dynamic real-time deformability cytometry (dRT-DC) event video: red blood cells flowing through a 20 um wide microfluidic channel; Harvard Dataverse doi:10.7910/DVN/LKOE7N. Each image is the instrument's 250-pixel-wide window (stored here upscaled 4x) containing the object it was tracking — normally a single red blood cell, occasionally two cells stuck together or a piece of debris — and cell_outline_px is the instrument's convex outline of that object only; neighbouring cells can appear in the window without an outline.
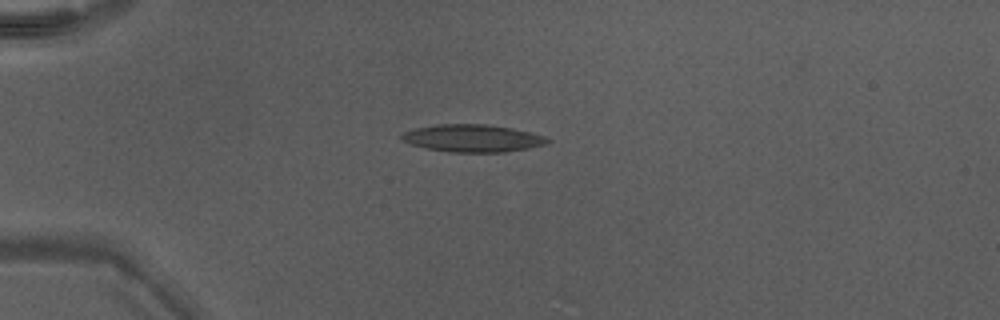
{"species": "Egyptian fruit bat (a non-hibernating species)", "species_latin": "Rousettus aegyptiacus", "temperature_condition": "warm", "stored_images_in_passage": 16, "camera_frame_rate_fps": 3000, "um_per_image_px": 0.085, "animal": {"sex": "male"}, "frame": {"image": 1, "passage_image": 1, "time_ms": 0.0, "image_size_px": [1000, 320], "cell_outline_px": [[552, 140], [548, 144], [528, 148], [504, 152], [448, 152], [428, 148], [412, 144], [400, 140], [400, 136], [404, 132], [416, 128], [436, 124], [488, 124], [512, 128], [544, 136]], "centroid_in_image_um": [40.18, 11.75], "position_along_channel_um": 44.8, "area_um2": 23.29}}
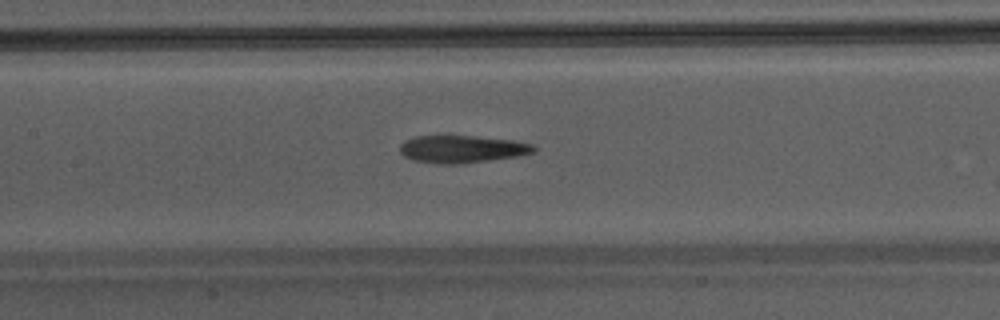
{"frame": {"image": 2, "passage_image": 12, "time_ms": 3.667, "image_size_px": [1000, 320], "cell_outline_px": [[536, 152], [516, 156], [460, 164], [440, 164], [412, 160], [404, 156], [400, 152], [400, 144], [404, 140], [412, 136], [440, 132], [444, 132], [512, 140], [532, 144], [536, 148]], "centroid_in_image_um": [39.17, 12.61], "position_along_channel_um": 168.2, "area_um2": 22.48}}
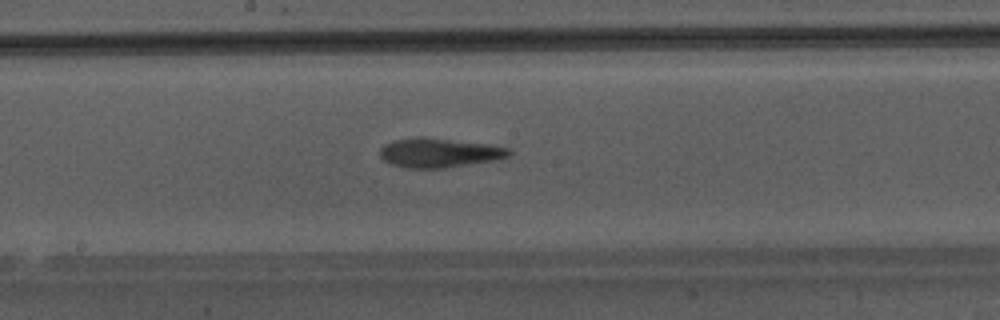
{"frame": {"image": 3, "passage_image": 15, "time_ms": 4.667, "image_size_px": [1000, 320], "cell_outline_px": [[512, 152], [508, 156], [492, 160], [444, 168], [408, 168], [392, 164], [384, 160], [380, 156], [380, 148], [384, 144], [392, 140], [416, 136], [424, 136], [488, 144], [508, 148]], "centroid_in_image_um": [37.27, 12.96], "position_along_channel_um": 210.9, "area_um2": 22.02}}